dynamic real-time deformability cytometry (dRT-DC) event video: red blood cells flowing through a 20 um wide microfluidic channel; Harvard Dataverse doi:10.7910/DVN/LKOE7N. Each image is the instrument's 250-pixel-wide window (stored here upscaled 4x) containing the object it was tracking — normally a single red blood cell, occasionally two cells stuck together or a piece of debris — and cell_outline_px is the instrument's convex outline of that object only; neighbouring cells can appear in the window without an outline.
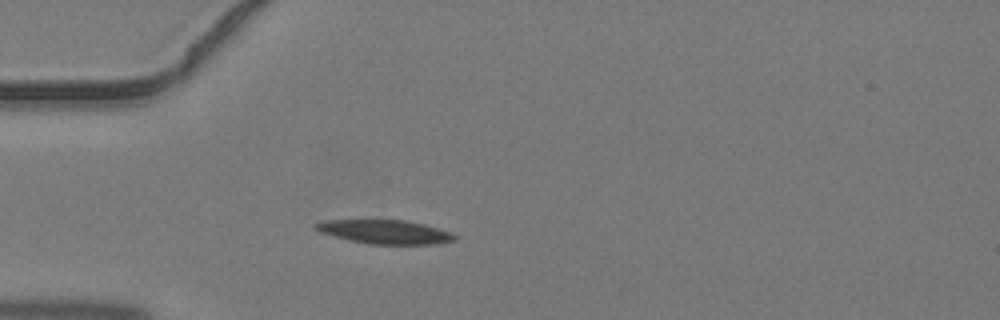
{"species": "common noctule bat (a hibernating species)", "species_latin": "Nyctalus noctula", "temperature_condition": "warm", "stored_images_in_passage": 28, "camera_frame_rate_fps": 3000, "um_per_image_px": 0.085, "animal": {"sex": "male", "body_mass_g": 19.2, "forearm_length_mm": 51.8}, "frame": {"image": 1, "passage_image": 1, "time_ms": 0.0, "image_size_px": [1000, 320], "cell_outline_px": [[456, 240], [436, 244], [368, 244], [320, 232], [312, 224], [324, 220], [404, 220], [424, 224], [452, 232], [456, 236]], "centroid_in_image_um": [32.76, 19.7], "position_along_channel_um": 52.2, "area_um2": 19.19}}
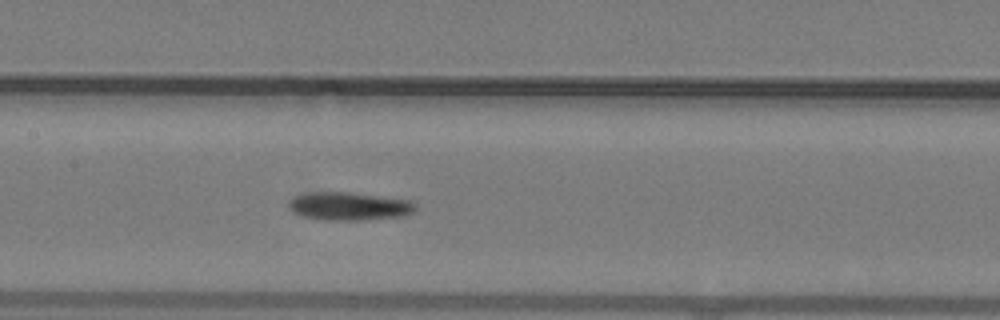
{"frame": {"image": 2, "passage_image": 10, "time_ms": 3.0, "image_size_px": [1000, 320], "cell_outline_px": [[416, 208], [412, 212], [404, 216], [360, 220], [324, 220], [304, 216], [296, 212], [288, 204], [296, 196], [308, 192], [348, 192], [412, 200], [416, 204]], "centroid_in_image_um": [29.75, 17.52], "position_along_channel_um": 177.7, "area_um2": 20.52}}
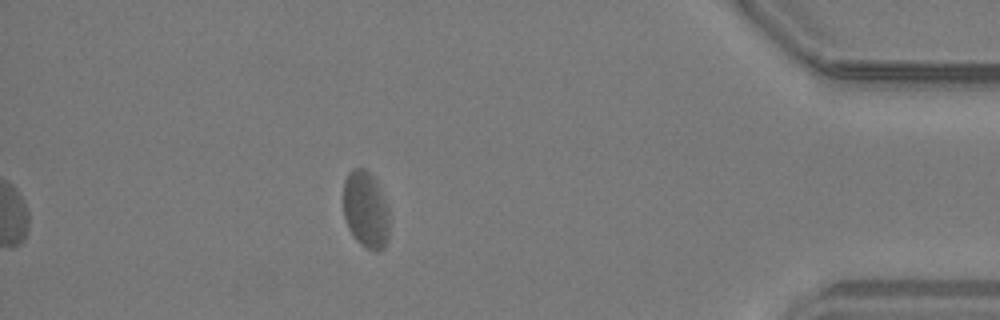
{"frame": {"image": 3, "passage_image": 28, "time_ms": 9.0, "image_size_px": [1000, 320], "cell_outline_px": [[388, 240], [384, 248], [376, 252], [360, 244], [356, 240], [348, 228], [344, 216], [344, 180], [348, 172], [352, 168], [364, 168], [376, 180], [380, 188], [388, 208]], "centroid_in_image_um": [31.08, 17.82], "position_along_channel_um": 404.1, "area_um2": 20.69}}